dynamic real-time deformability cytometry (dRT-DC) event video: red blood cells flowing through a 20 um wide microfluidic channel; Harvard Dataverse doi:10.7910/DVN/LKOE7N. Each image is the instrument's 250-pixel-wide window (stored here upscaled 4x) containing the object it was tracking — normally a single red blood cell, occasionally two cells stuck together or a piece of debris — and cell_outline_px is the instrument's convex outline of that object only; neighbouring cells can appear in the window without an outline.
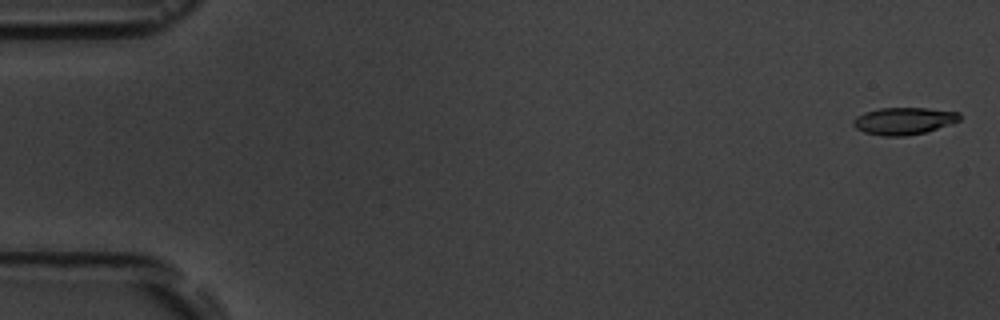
{"species": "common noctule bat (a hibernating species)", "species_latin": "Nyctalus noctula", "temperature_condition": "room temperature", "stored_images_in_passage": 5, "camera_frame_rate_fps": 3000, "um_per_image_px": 0.085, "animal": {"sex": "male", "body_mass_g": 19.5, "forearm_length_mm": 54.6}, "frame": {"image": 1, "passage_image": 1, "time_ms": 0.0, "image_size_px": [1000, 320], "cell_outline_px": [[960, 120], [924, 132], [904, 136], [884, 136], [864, 132], [856, 128], [852, 124], [852, 120], [856, 116], [864, 112], [880, 108], [928, 108], [960, 112]], "centroid_in_image_um": [76.78, 10.27], "position_along_channel_um": 8.2, "area_um2": 16.7}}
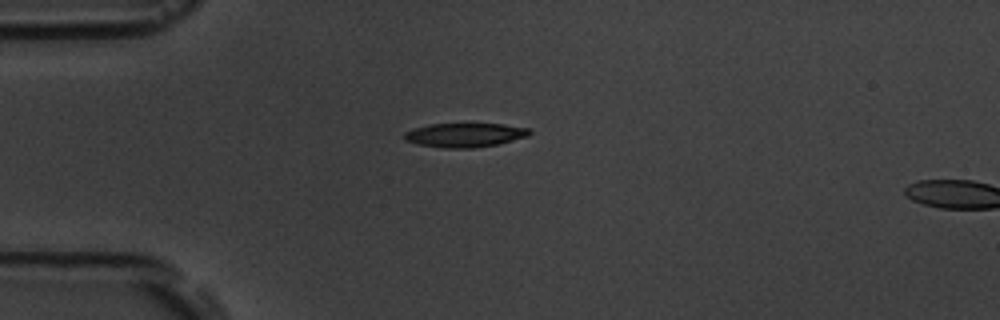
{"frame": {"image": 2, "passage_image": 4, "time_ms": 4.333, "image_size_px": [1000, 320], "cell_outline_px": [[532, 132], [528, 136], [496, 144], [472, 148], [444, 148], [420, 144], [404, 140], [404, 132], [416, 128], [432, 124], [504, 124], [528, 128]], "centroid_in_image_um": [39.52, 11.47], "position_along_channel_um": 45.5, "area_um2": 17.28}}